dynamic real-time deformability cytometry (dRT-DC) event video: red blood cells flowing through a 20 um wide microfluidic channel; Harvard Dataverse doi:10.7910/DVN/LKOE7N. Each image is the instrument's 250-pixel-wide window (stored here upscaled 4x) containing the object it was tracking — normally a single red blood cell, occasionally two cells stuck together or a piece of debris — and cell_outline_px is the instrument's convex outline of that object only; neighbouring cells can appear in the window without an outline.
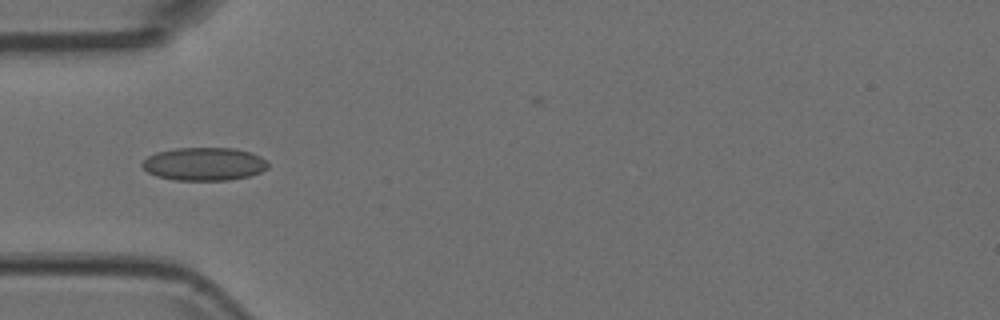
{"species": "Egyptian fruit bat (a non-hibernating species)", "species_latin": "Rousettus aegyptiacus", "temperature_condition": "room temperature", "stored_images_in_passage": 6, "camera_frame_rate_fps": 3000, "um_per_image_px": 0.085, "animal": {"sex": "female"}, "frame": {"image": 1, "passage_image": 3, "time_ms": 0.667, "image_size_px": [1000, 320], "cell_outline_px": [[268, 168], [260, 172], [248, 176], [228, 180], [176, 180], [156, 176], [148, 172], [140, 164], [148, 156], [156, 152], [176, 148], [236, 148], [252, 152], [268, 160]], "centroid_in_image_um": [17.37, 13.93], "position_along_channel_um": 67.6, "area_um2": 24.39}}
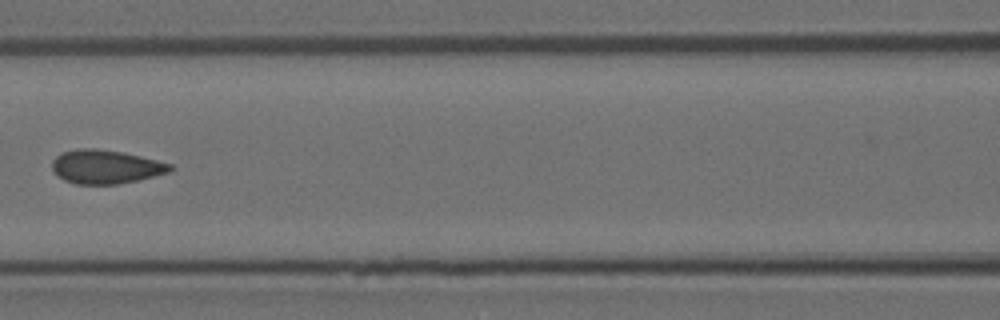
{"frame": {"image": 2, "passage_image": 5, "time_ms": 1.333, "image_size_px": [1000, 320], "cell_outline_px": [[172, 168], [168, 172], [140, 180], [116, 184], [76, 184], [64, 180], [56, 176], [52, 168], [52, 160], [56, 156], [64, 152], [84, 148], [96, 148], [124, 152], [172, 164]], "centroid_in_image_um": [8.96, 14.18], "position_along_channel_um": 157.6, "area_um2": 23.18}}
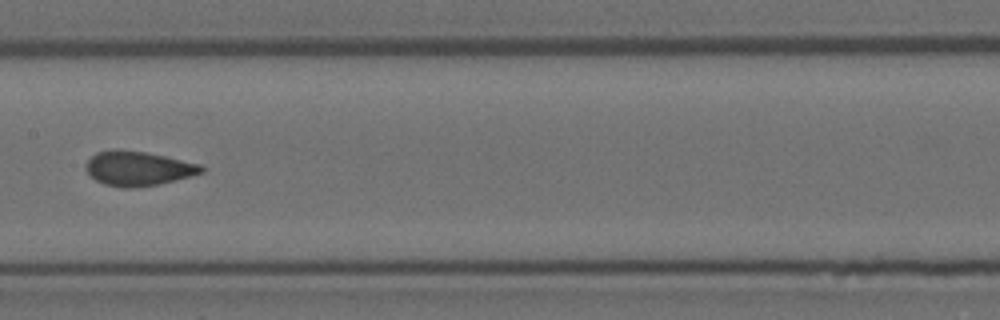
{"frame": {"image": 3, "passage_image": 6, "time_ms": 1.667, "image_size_px": [1000, 320], "cell_outline_px": [[204, 172], [160, 184], [136, 188], [120, 188], [104, 184], [96, 180], [84, 168], [84, 164], [96, 152], [144, 152], [164, 156], [200, 164], [204, 168]], "centroid_in_image_um": [11.75, 14.37], "position_along_channel_um": 195.7, "area_um2": 22.6}}